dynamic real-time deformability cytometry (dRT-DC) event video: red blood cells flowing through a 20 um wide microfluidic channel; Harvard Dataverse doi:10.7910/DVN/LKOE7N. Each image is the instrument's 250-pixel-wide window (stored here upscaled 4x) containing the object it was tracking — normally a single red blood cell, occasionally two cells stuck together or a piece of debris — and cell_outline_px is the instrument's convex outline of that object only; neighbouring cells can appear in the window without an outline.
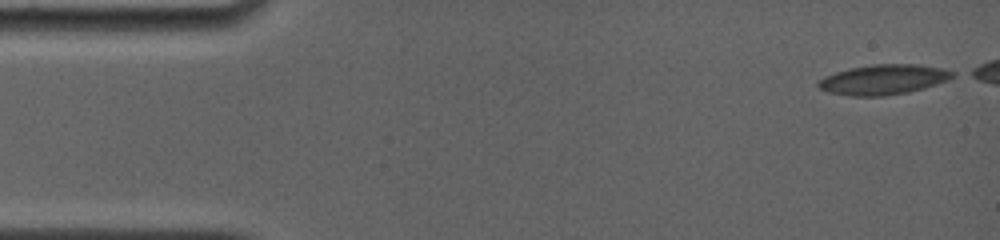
{"species": "common noctule bat (a hibernating species)", "species_latin": "Nyctalus noctula", "temperature_condition": "room temperature", "stored_images_in_passage": 50, "camera_frame_rate_fps": 4000, "um_per_image_px": 0.085, "animal": {"sex": "female", "body_mass_g": 19.0, "forearm_length_mm": 56.7}, "frame": {"image": 1, "passage_image": 1, "time_ms": 0.0, "image_size_px": [1000, 240], "cell_outline_px": [[956, 76], [948, 80], [924, 88], [908, 92], [884, 96], [848, 96], [828, 92], [820, 88], [816, 84], [824, 76], [836, 72], [852, 68], [872, 64], [920, 64], [940, 68], [956, 72]], "centroid_in_image_um": [75.11, 6.76], "position_along_channel_um": 9.9, "area_um2": 23.52}}
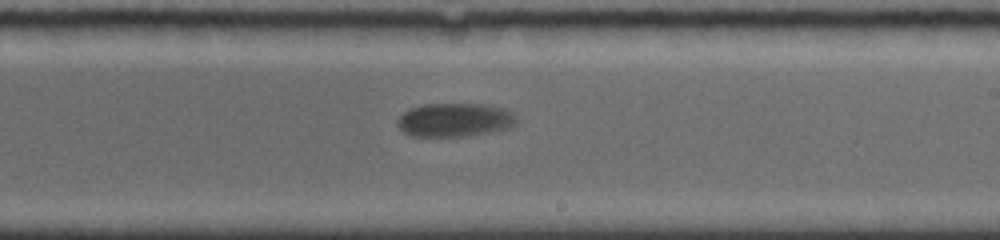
{"frame": {"image": 2, "passage_image": 27, "time_ms": 9.75, "image_size_px": [1000, 240], "cell_outline_px": [[516, 124], [508, 128], [468, 136], [412, 136], [404, 132], [396, 124], [396, 120], [404, 112], [412, 108], [424, 104], [484, 104], [504, 108], [512, 112], [516, 116]], "centroid_in_image_um": [38.65, 10.19], "position_along_channel_um": 250.3, "area_um2": 23.29}}
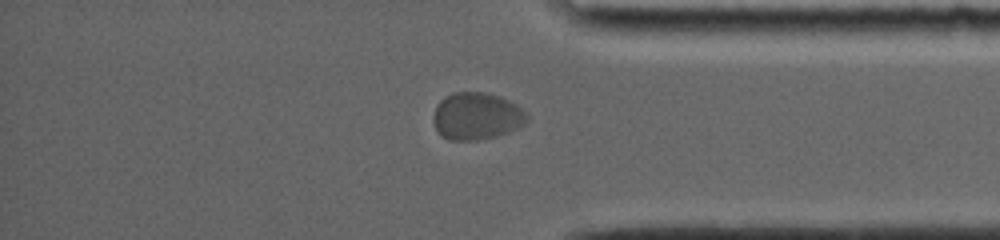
{"frame": {"image": 3, "passage_image": 43, "time_ms": 13.75, "image_size_px": [1000, 240], "cell_outline_px": [[528, 120], [524, 124], [508, 132], [496, 136], [476, 140], [448, 140], [440, 136], [432, 120], [436, 104], [444, 96], [452, 92], [484, 92], [500, 96], [516, 104], [528, 116]], "centroid_in_image_um": [40.47, 9.86], "position_along_channel_um": 394.7, "area_um2": 25.89}}